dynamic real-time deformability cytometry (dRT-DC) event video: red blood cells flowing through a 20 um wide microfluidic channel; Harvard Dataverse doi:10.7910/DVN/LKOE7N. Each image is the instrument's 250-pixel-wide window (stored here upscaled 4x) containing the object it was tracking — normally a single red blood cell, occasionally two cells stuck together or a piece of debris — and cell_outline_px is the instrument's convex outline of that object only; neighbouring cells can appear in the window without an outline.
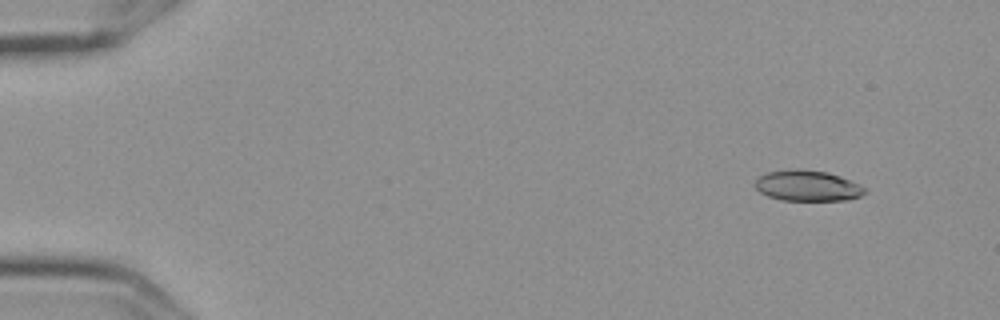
{"species": "Egyptian fruit bat (a non-hibernating species)", "species_latin": "Rousettus aegyptiacus", "temperature_condition": "cold", "stored_images_in_passage": 10, "camera_frame_rate_fps": 3000, "um_per_image_px": 0.085, "frame": {"image": 1, "passage_image": 2, "time_ms": 0.333, "image_size_px": [1000, 320], "cell_outline_px": [[868, 192], [860, 196], [848, 200], [780, 200], [768, 196], [760, 192], [756, 188], [756, 180], [760, 176], [768, 172], [828, 172], [840, 176], [864, 188]], "centroid_in_image_um": [68.67, 15.85], "position_along_channel_um": 16.3, "area_um2": 18.61}}
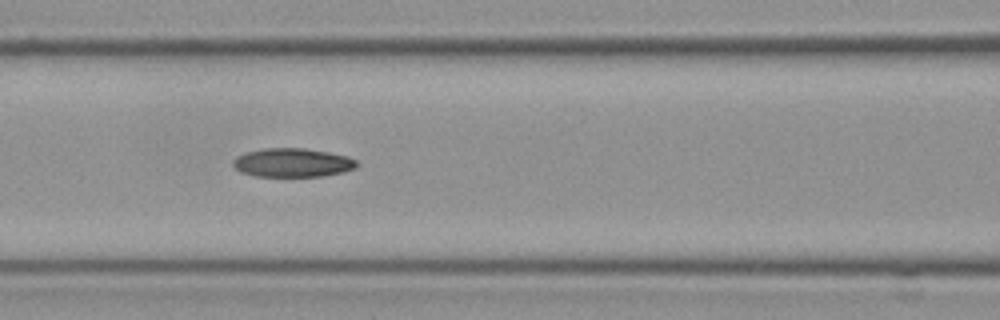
{"frame": {"image": 2, "passage_image": 7, "time_ms": 2.0, "image_size_px": [1000, 320], "cell_outline_px": [[356, 168], [344, 172], [324, 176], [252, 176], [240, 172], [232, 164], [232, 160], [236, 156], [244, 152], [264, 148], [304, 148], [328, 152], [348, 156], [356, 160]], "centroid_in_image_um": [24.83, 13.82], "position_along_channel_um": 141.8, "area_um2": 20.92}}
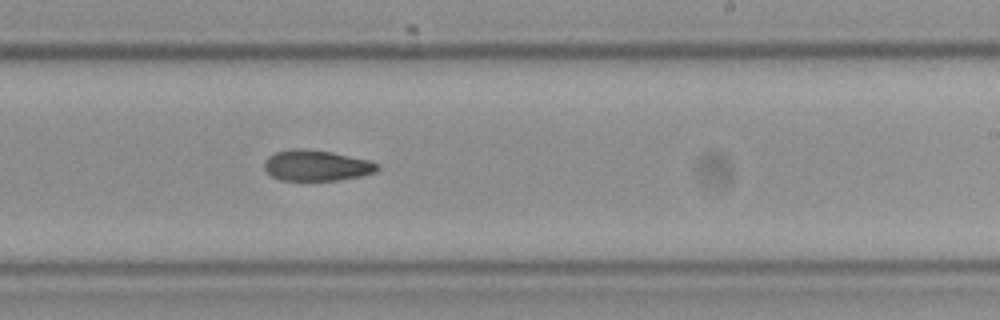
{"frame": {"image": 3, "passage_image": 10, "time_ms": 3.0, "image_size_px": [1000, 320], "cell_outline_px": [[380, 168], [376, 172], [360, 176], [340, 180], [280, 180], [272, 176], [264, 168], [264, 160], [268, 156], [276, 152], [292, 148], [300, 148], [332, 152], [368, 160], [380, 164]], "centroid_in_image_um": [26.9, 14.06], "position_along_channel_um": 262.1, "area_um2": 20.35}}